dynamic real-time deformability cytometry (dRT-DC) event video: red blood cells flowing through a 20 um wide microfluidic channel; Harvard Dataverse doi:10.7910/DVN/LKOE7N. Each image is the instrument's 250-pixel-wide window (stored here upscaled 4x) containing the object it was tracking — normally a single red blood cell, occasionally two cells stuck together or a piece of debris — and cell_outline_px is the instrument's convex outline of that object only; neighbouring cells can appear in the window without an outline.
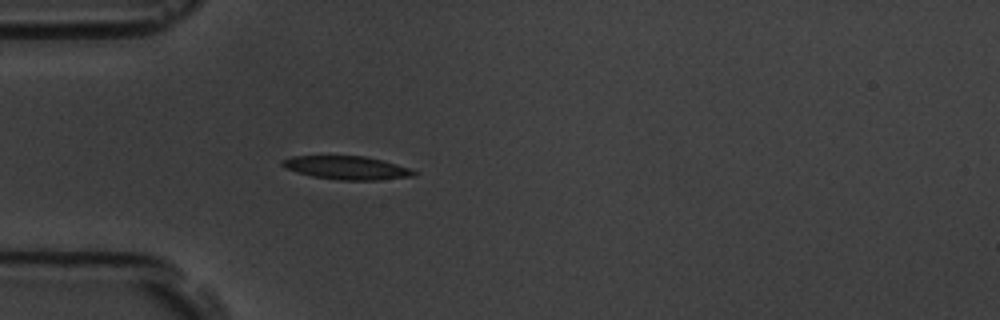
{"species": "common noctule bat (a hibernating species)", "species_latin": "Nyctalus noctula", "temperature_condition": "room temperature", "stored_images_in_passage": 4, "camera_frame_rate_fps": 3000, "um_per_image_px": 0.085, "animal": {"sex": "male", "body_mass_g": 19.5, "forearm_length_mm": 54.6}, "frame": {"image": 1, "passage_image": 4, "time_ms": 4.333, "image_size_px": [1000, 320], "cell_outline_px": [[420, 172], [416, 176], [376, 180], [340, 180], [312, 176], [296, 172], [284, 168], [280, 164], [280, 160], [292, 156], [364, 156], [396, 164]], "centroid_in_image_um": [29.45, 14.26], "position_along_channel_um": 55.5, "area_um2": 17.98}}